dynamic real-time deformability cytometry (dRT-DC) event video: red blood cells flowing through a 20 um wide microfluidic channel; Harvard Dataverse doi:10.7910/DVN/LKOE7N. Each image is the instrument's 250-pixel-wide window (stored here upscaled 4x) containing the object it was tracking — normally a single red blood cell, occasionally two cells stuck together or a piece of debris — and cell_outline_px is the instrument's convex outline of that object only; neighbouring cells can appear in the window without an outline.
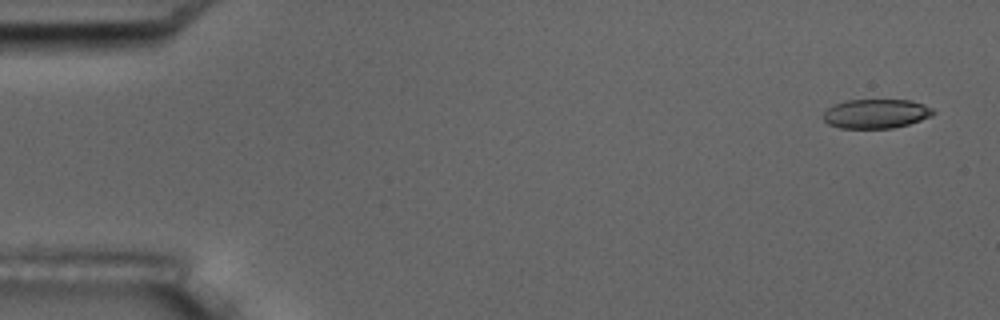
{"species": "common noctule bat (a hibernating species)", "species_latin": "Nyctalus noctula", "temperature_condition": "room temperature", "stored_images_in_passage": 5, "camera_frame_rate_fps": 3000, "um_per_image_px": 0.085, "animal": {"sex": "male", "body_mass_g": 17.5, "forearm_length_mm": 52.3}, "frame": {"image": 1, "passage_image": 1, "time_ms": 0.0, "image_size_px": [1000, 320], "cell_outline_px": [[936, 112], [932, 116], [908, 124], [892, 128], [840, 128], [828, 124], [824, 120], [824, 112], [832, 104], [848, 100], [912, 100], [924, 104], [932, 108]], "centroid_in_image_um": [74.47, 9.66], "position_along_channel_um": 10.5, "area_um2": 18.79}}
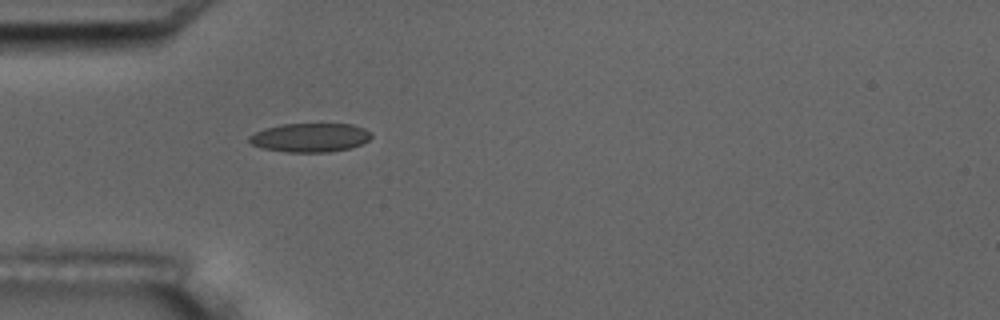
{"frame": {"image": 2, "passage_image": 5, "time_ms": 4.667, "image_size_px": [1000, 320], "cell_outline_px": [[372, 136], [368, 140], [352, 148], [328, 152], [288, 152], [264, 148], [252, 144], [248, 140], [248, 136], [264, 128], [284, 124], [352, 124], [364, 128], [372, 132]], "centroid_in_image_um": [26.38, 11.69], "position_along_channel_um": 58.6, "area_um2": 20.52}}